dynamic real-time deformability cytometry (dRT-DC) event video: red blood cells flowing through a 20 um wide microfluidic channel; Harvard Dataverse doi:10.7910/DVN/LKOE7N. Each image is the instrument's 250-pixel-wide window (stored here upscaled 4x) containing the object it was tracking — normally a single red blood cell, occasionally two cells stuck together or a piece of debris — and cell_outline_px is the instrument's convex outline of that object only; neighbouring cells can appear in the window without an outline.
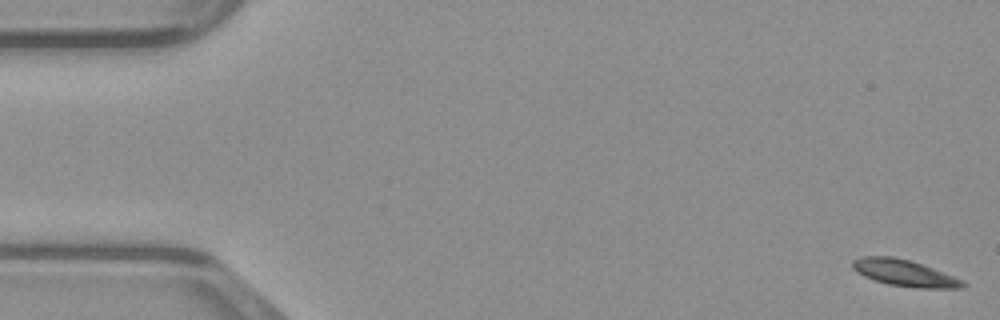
{"species": "common noctule bat (a hibernating species)", "species_latin": "Nyctalus noctula", "temperature_condition": "warm", "stored_images_in_passage": 49, "camera_frame_rate_fps": 3000, "um_per_image_px": 0.085, "animal": {"sex": "male", "body_mass_g": 23.1, "forearm_length_mm": 52.7}, "frame": {"image": 1, "passage_image": 1, "time_ms": 0.0, "image_size_px": [1000, 320], "cell_outline_px": [[968, 284], [964, 288], [916, 288], [888, 284], [864, 276], [856, 272], [852, 268], [852, 260], [860, 256], [892, 256], [908, 260], [932, 268], [964, 280]], "centroid_in_image_um": [76.88, 23.21], "position_along_channel_um": 8.1, "area_um2": 16.99}}
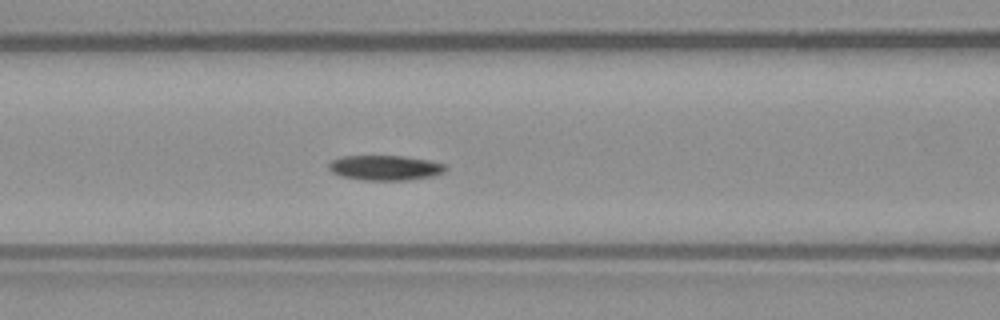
{"frame": {"image": 2, "passage_image": 20, "time_ms": 6.333, "image_size_px": [1000, 320], "cell_outline_px": [[448, 168], [444, 172], [432, 176], [408, 180], [360, 180], [340, 176], [332, 172], [328, 168], [328, 164], [332, 160], [340, 156], [404, 156], [432, 160], [448, 164]], "centroid_in_image_um": [32.77, 14.25], "position_along_channel_um": 133.8, "area_um2": 17.34}}
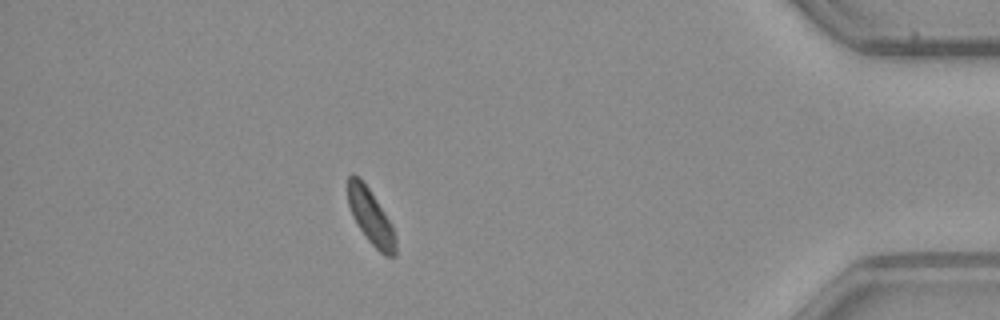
{"frame": {"image": 3, "passage_image": 43, "time_ms": 14.0, "image_size_px": [1000, 320], "cell_outline_px": [[396, 256], [384, 256], [368, 240], [352, 216], [348, 204], [348, 176], [352, 172], [360, 176], [392, 224], [396, 236]], "centroid_in_image_um": [31.52, 18.42], "position_along_channel_um": 403.7, "area_um2": 15.32}}